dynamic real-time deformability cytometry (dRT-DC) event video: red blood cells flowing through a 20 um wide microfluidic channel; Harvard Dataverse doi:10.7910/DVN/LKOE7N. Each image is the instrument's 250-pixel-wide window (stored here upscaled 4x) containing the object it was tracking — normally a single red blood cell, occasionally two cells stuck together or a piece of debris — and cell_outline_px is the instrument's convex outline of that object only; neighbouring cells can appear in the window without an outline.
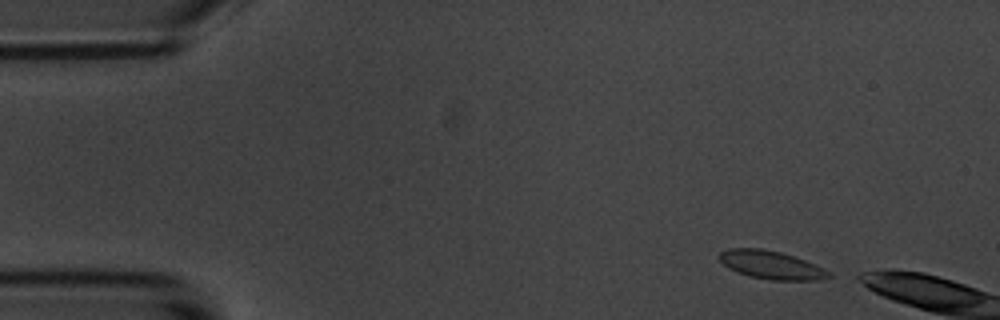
{"species": "common noctule bat (a hibernating species)", "species_latin": "Nyctalus noctula", "temperature_condition": "room temperature", "stored_images_in_passage": 6, "camera_frame_rate_fps": 3000, "um_per_image_px": 0.085, "animal": {"sex": "male", "body_mass_g": 20.1, "forearm_length_mm": 53.5}, "frame": {"image": 1, "passage_image": 3, "time_ms": 0.667, "image_size_px": [1000, 320], "cell_outline_px": [[832, 276], [820, 280], [768, 280], [748, 276], [736, 272], [728, 268], [716, 256], [720, 252], [728, 248], [764, 248], [780, 252], [804, 260], [824, 268], [832, 272]], "centroid_in_image_um": [65.53, 22.52], "position_along_channel_um": 19.5, "area_um2": 18.21}}